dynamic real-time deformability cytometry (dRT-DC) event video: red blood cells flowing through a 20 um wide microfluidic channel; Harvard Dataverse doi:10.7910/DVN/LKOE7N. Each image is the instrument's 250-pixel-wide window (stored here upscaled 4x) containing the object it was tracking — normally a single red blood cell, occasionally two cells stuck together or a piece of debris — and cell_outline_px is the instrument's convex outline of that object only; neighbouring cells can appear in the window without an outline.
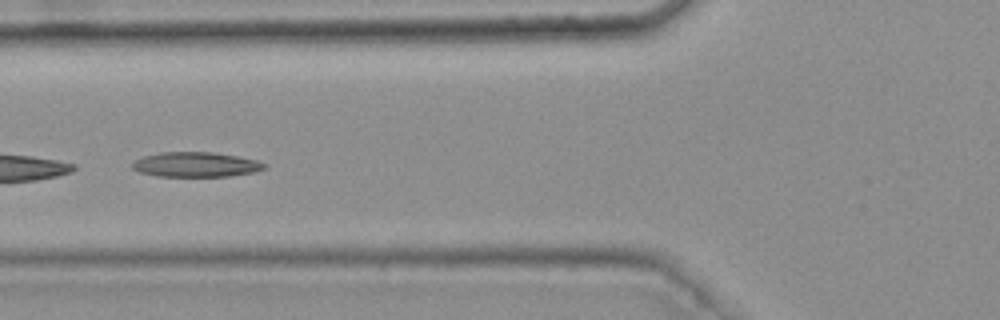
{"species": "common noctule bat (a hibernating species)", "species_latin": "Nyctalus noctula", "temperature_condition": "warm", "stored_images_in_passage": 14, "camera_frame_rate_fps": 3000, "um_per_image_px": 0.085, "animal": {"sex": "female", "body_mass_g": 25.1}, "frame": {"image": 1, "passage_image": 12, "time_ms": 3.667, "image_size_px": [1000, 320], "cell_outline_px": [[268, 168], [256, 172], [228, 176], [156, 176], [140, 172], [132, 168], [132, 164], [136, 160], [144, 156], [160, 152], [216, 152], [256, 160], [268, 164]], "centroid_in_image_um": [16.7, 13.98], "position_along_channel_um": 109.1, "area_um2": 19.19}}